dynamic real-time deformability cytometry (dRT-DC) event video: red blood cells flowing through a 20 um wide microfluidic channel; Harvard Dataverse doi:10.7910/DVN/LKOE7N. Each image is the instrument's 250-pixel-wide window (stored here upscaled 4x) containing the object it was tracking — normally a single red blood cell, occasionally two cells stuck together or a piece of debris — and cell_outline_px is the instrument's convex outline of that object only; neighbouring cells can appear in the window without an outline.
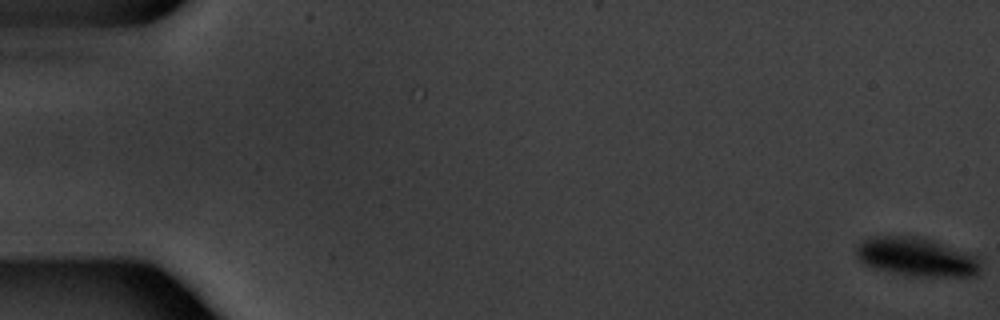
{"species": "common noctule bat (a hibernating species)", "species_latin": "Nyctalus noctula", "temperature_condition": "warm", "stored_images_in_passage": 56, "camera_frame_rate_fps": 3000, "um_per_image_px": 0.085, "animal": {"sex": "male", "body_mass_g": 20.1, "forearm_length_mm": 53.5}, "frame": {"image": 1, "passage_image": 1, "time_ms": 0.0, "image_size_px": [1000, 320], "cell_outline_px": [[980, 272], [976, 276], [908, 276], [876, 268], [864, 264], [856, 256], [856, 244], [860, 240], [872, 236], [924, 236], [976, 256], [980, 264]], "centroid_in_image_um": [77.87, 21.82], "position_along_channel_um": 7.1, "area_um2": 28.26}}
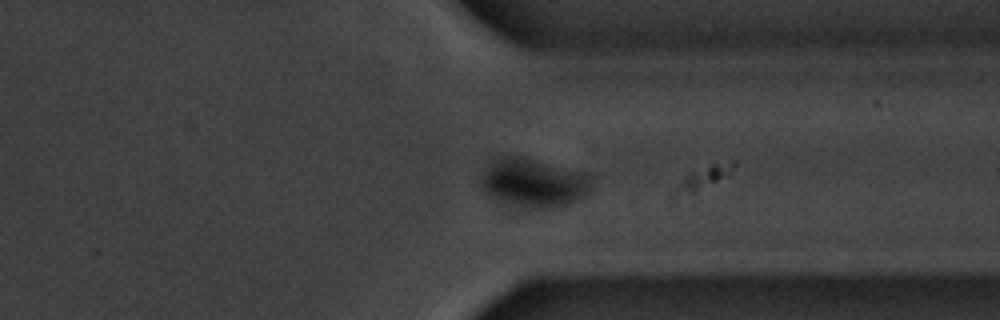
{"frame": {"image": 2, "passage_image": 43, "time_ms": 14.0, "image_size_px": [1000, 320], "cell_outline_px": [[588, 192], [584, 196], [572, 204], [556, 208], [536, 208], [504, 200], [492, 196], [484, 188], [484, 176], [488, 168], [496, 160], [504, 156], [520, 156], [584, 172], [588, 176]], "centroid_in_image_um": [45.46, 15.53], "position_along_channel_um": 365.9, "area_um2": 29.77}}
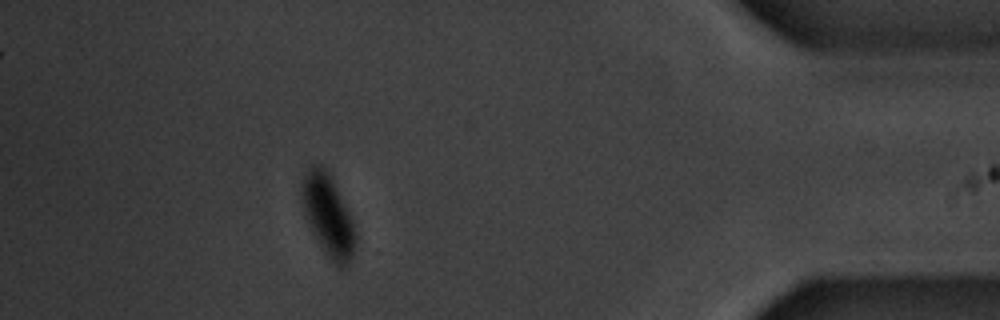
{"frame": {"image": 3, "passage_image": 50, "time_ms": 16.333, "image_size_px": [1000, 320], "cell_outline_px": [[356, 244], [352, 256], [348, 264], [340, 268], [328, 256], [312, 232], [304, 216], [300, 200], [300, 184], [308, 168], [312, 164], [320, 164], [332, 176], [352, 216], [356, 232]], "centroid_in_image_um": [27.87, 18.26], "position_along_channel_um": 407.3, "area_um2": 26.01}}